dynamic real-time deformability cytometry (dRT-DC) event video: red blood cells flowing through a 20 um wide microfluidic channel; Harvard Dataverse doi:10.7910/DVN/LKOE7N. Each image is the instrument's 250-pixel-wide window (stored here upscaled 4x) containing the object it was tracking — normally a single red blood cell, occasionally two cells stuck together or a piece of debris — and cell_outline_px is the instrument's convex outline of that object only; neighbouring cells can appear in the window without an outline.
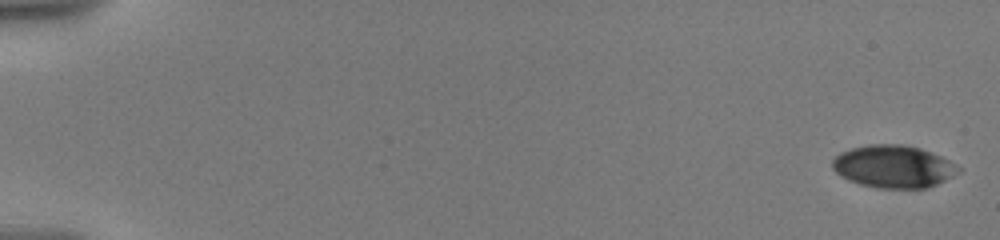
{"species": "human", "species_latin": "Homo sapiens", "temperature_condition": "warm", "stored_images_in_passage": 10, "camera_frame_rate_fps": 3000, "um_per_image_px": 0.085, "donor": {"sex": "male"}, "frame": {"image": 1, "passage_image": 1, "time_ms": 0.0, "image_size_px": [1000, 240], "cell_outline_px": [[964, 168], [960, 172], [928, 188], [876, 188], [860, 184], [848, 180], [836, 172], [832, 168], [832, 160], [840, 152], [852, 148], [868, 144], [904, 144], [920, 148], [940, 156]], "centroid_in_image_um": [75.95, 14.15], "position_along_channel_um": 9.1, "area_um2": 31.33}}
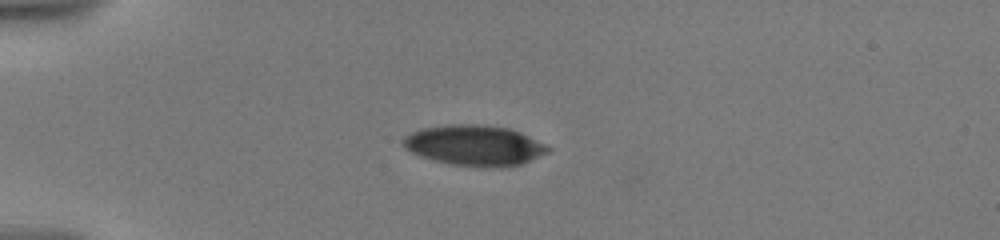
{"frame": {"image": 2, "passage_image": 9, "time_ms": 5.0, "image_size_px": [1000, 240], "cell_outline_px": [[552, 148], [548, 152], [520, 164], [500, 168], [480, 168], [452, 164], [432, 160], [420, 156], [404, 148], [404, 136], [420, 128], [452, 124], [484, 124], [508, 128], [520, 132]], "centroid_in_image_um": [40.32, 12.36], "position_along_channel_um": 44.7, "area_um2": 34.28}}